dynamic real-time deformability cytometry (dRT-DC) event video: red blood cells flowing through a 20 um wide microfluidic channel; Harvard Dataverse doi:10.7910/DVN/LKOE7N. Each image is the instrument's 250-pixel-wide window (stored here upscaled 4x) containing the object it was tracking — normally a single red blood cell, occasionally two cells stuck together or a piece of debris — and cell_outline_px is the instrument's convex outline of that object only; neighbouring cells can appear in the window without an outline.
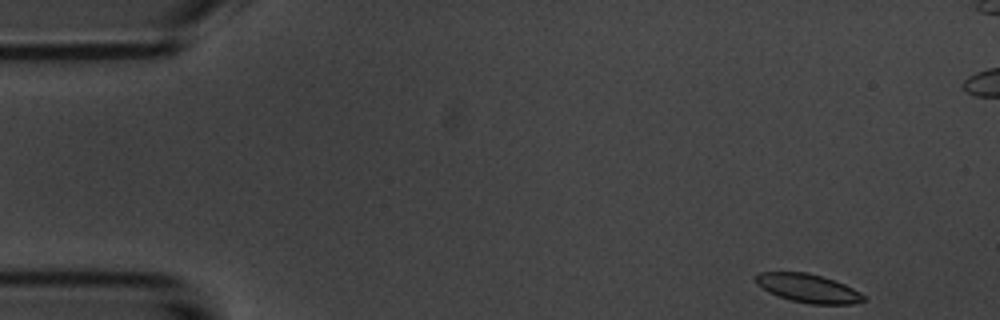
{"species": "common noctule bat (a hibernating species)", "species_latin": "Nyctalus noctula", "temperature_condition": "room temperature", "stored_images_in_passage": 5, "camera_frame_rate_fps": 3000, "um_per_image_px": 0.085, "animal": {"sex": "male", "body_mass_g": 20.1, "forearm_length_mm": 53.5}, "frame": {"image": 1, "passage_image": 1, "time_ms": 0.0, "image_size_px": [1000, 320], "cell_outline_px": [[868, 300], [852, 304], [808, 304], [792, 300], [768, 292], [756, 284], [752, 276], [756, 272], [808, 272], [844, 284], [860, 292]], "centroid_in_image_um": [68.64, 24.49], "position_along_channel_um": 16.4, "area_um2": 18.03}}